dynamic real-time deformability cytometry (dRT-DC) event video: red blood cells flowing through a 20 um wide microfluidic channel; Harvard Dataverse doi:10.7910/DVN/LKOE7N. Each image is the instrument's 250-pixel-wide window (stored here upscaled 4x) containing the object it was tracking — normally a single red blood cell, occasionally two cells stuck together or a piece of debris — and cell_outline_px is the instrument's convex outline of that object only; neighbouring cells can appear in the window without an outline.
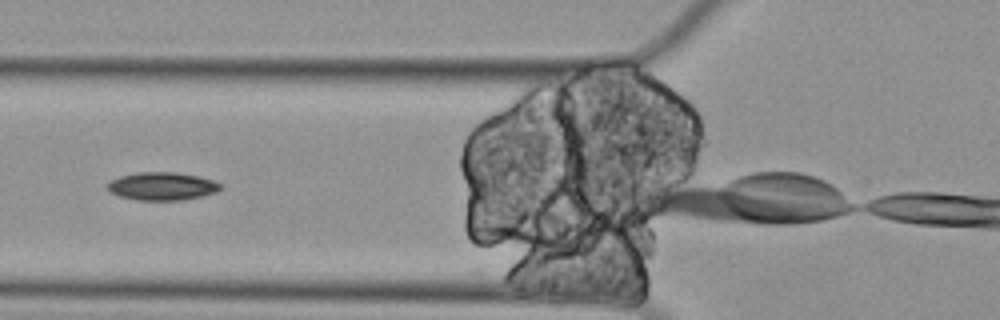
{"species": "Egyptian fruit bat (a non-hibernating species)", "species_latin": "Rousettus aegyptiacus", "temperature_condition": "cold", "stored_images_in_passage": 4, "camera_frame_rate_fps": 3000, "um_per_image_px": 0.085, "animal": {"sex": "female"}, "frame": {"image": 1, "passage_image": 3, "time_ms": 0.667, "image_size_px": [1000, 320], "cell_outline_px": [[220, 188], [216, 192], [184, 200], [136, 200], [120, 196], [112, 192], [108, 188], [108, 184], [112, 180], [120, 176], [136, 172], [176, 172], [200, 176], [212, 180], [220, 184]], "centroid_in_image_um": [13.79, 15.82], "position_along_channel_um": 112.0, "area_um2": 18.26}}